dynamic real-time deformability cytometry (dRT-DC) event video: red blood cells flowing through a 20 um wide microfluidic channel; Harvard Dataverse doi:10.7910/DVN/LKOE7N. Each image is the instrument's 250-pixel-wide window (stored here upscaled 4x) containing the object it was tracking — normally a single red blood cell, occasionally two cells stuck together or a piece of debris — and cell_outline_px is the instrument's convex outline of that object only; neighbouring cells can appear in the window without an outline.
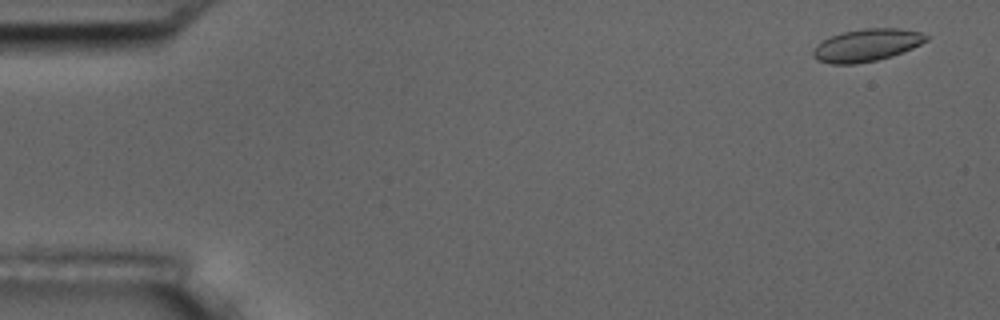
{"species": "common noctule bat (a hibernating species)", "species_latin": "Nyctalus noctula", "temperature_condition": "room temperature", "stored_images_in_passage": 5, "camera_frame_rate_fps": 3000, "um_per_image_px": 0.085, "animal": {"sex": "male", "body_mass_g": 17.5, "forearm_length_mm": 52.3}, "frame": {"image": 1, "passage_image": 1, "time_ms": 0.0, "image_size_px": [1000, 320], "cell_outline_px": [[928, 40], [912, 48], [892, 56], [876, 60], [856, 64], [832, 64], [816, 60], [812, 56], [812, 52], [816, 44], [832, 36], [844, 32], [864, 28], [900, 28], [920, 32], [928, 36]], "centroid_in_image_um": [73.65, 3.84], "position_along_channel_um": 11.3, "area_um2": 21.33}}
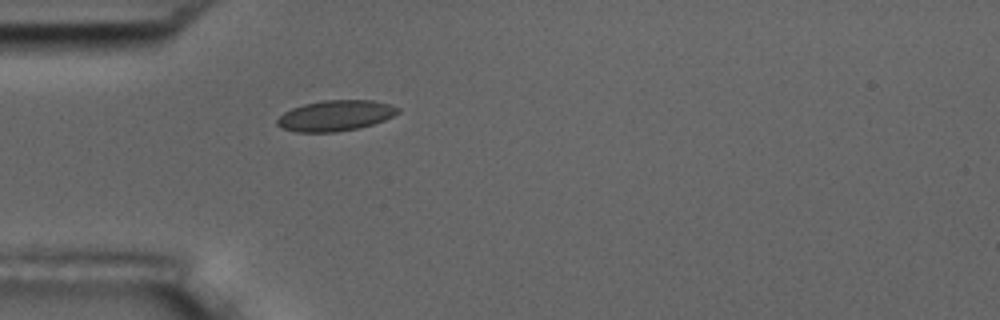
{"frame": {"image": 2, "passage_image": 5, "time_ms": 1.333, "image_size_px": [1000, 320], "cell_outline_px": [[400, 112], [384, 120], [360, 128], [336, 132], [296, 132], [280, 128], [276, 124], [276, 120], [284, 112], [292, 108], [304, 104], [324, 100], [372, 100], [388, 104], [400, 108]], "centroid_in_image_um": [28.49, 9.83], "position_along_channel_um": 56.5, "area_um2": 21.62}}